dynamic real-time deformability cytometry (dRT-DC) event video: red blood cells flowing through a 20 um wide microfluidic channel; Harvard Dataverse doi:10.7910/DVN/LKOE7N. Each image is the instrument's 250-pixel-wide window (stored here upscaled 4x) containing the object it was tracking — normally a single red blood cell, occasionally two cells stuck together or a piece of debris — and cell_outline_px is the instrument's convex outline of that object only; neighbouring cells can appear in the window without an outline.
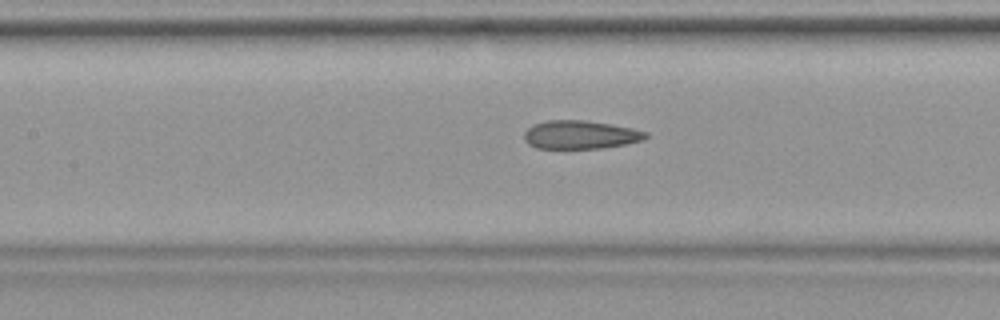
{"species": "common noctule bat (a hibernating species)", "species_latin": "Nyctalus noctula", "temperature_condition": "warm", "stored_images_in_passage": 40, "camera_frame_rate_fps": 3000, "um_per_image_px": 0.085, "animal": {"sex": "female", "body_mass_g": 19.9}, "frame": {"image": 1, "passage_image": 18, "time_ms": 5.667, "image_size_px": [1000, 320], "cell_outline_px": [[648, 136], [644, 140], [604, 148], [536, 148], [528, 144], [524, 140], [524, 132], [532, 124], [548, 120], [584, 120], [632, 128], [648, 132]], "centroid_in_image_um": [49.31, 11.45], "position_along_channel_um": 158.1, "area_um2": 20.11}}